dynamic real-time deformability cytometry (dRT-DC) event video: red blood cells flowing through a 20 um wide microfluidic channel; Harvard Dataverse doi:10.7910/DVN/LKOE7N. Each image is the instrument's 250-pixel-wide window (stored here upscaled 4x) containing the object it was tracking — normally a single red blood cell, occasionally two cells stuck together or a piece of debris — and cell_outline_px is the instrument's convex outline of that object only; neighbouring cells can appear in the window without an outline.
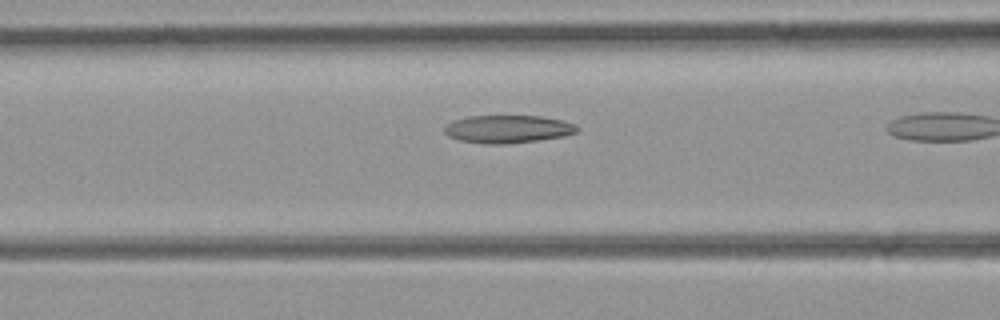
{"species": "common noctule bat (a hibernating species)", "species_latin": "Nyctalus noctula", "temperature_condition": "room temperature", "stored_images_in_passage": 7, "camera_frame_rate_fps": 3000, "um_per_image_px": 0.085, "animal": {"sex": "female", "body_mass_g": 21.9}, "frame": {"image": 1, "passage_image": 5, "time_ms": 1.333, "image_size_px": [1000, 320], "cell_outline_px": [[580, 132], [564, 136], [508, 144], [484, 144], [460, 140], [448, 136], [444, 132], [444, 124], [468, 116], [540, 116], [564, 120], [576, 124], [580, 128]], "centroid_in_image_um": [43.2, 10.97], "position_along_channel_um": 123.4, "area_um2": 21.73}}